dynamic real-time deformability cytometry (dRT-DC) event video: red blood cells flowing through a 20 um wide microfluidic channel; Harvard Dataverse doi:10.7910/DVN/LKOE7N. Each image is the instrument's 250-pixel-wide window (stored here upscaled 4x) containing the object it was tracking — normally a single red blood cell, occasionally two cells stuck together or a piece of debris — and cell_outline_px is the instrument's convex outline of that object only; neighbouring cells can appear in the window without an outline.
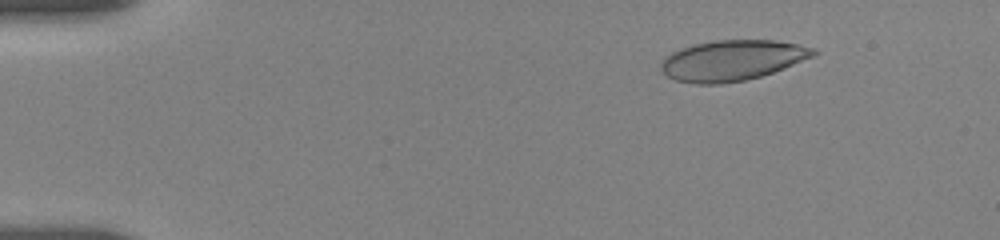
{"species": "human", "species_latin": "Homo sapiens", "temperature_condition": "room temperature", "stored_images_in_passage": 35, "camera_frame_rate_fps": 3000, "um_per_image_px": 0.085, "donor": {"sex": "female"}, "frame": {"image": 1, "passage_image": 6, "time_ms": 2.0, "image_size_px": [1000, 240], "cell_outline_px": [[820, 52], [812, 56], [784, 68], [760, 76], [744, 80], [720, 84], [696, 84], [676, 80], [668, 76], [660, 68], [660, 64], [664, 56], [680, 48], [696, 44], [716, 40], [776, 40], [816, 48]], "centroid_in_image_um": [62.22, 5.12], "position_along_channel_um": 22.8, "area_um2": 35.84}}
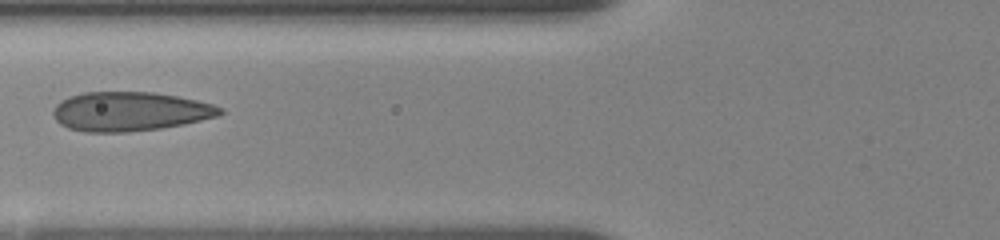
{"frame": {"image": 2, "passage_image": 25, "time_ms": 7.0, "image_size_px": [1000, 240], "cell_outline_px": [[224, 112], [216, 116], [184, 124], [160, 128], [128, 132], [84, 132], [68, 128], [60, 124], [52, 116], [52, 112], [56, 104], [60, 100], [68, 96], [84, 92], [152, 92], [176, 96], [196, 100], [212, 104], [224, 108]], "centroid_in_image_um": [10.99, 9.47], "position_along_channel_um": 114.8, "area_um2": 38.21}}
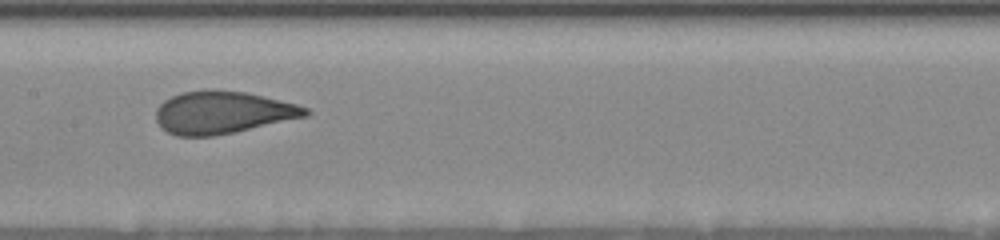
{"frame": {"image": 3, "passage_image": 34, "time_ms": 9.0, "image_size_px": [1000, 240], "cell_outline_px": [[312, 112], [308, 116], [236, 132], [212, 136], [176, 136], [160, 128], [156, 120], [156, 108], [164, 100], [180, 92], [204, 88], [244, 92], [296, 104], [308, 108]], "centroid_in_image_um": [18.89, 9.56], "position_along_channel_um": 188.5, "area_um2": 37.34}}